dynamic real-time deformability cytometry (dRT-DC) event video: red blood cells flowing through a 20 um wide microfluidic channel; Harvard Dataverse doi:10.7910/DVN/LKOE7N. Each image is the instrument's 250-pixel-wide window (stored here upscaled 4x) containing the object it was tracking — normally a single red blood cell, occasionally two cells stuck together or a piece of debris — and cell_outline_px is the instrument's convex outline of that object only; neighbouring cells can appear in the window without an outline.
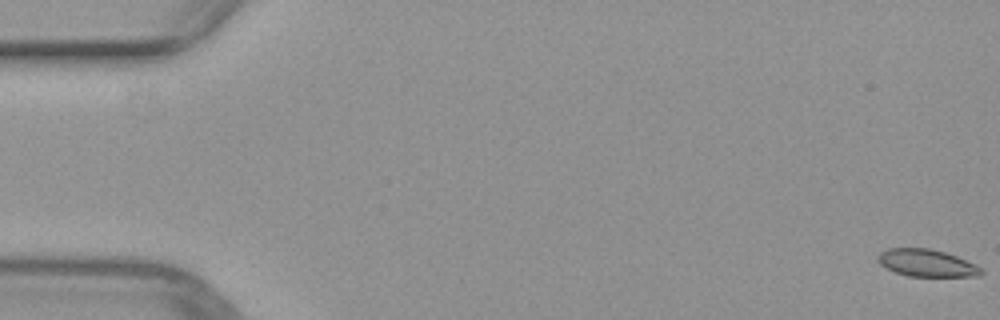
{"species": "common noctule bat (a hibernating species)", "species_latin": "Nyctalus noctula", "temperature_condition": "warm", "stored_images_in_passage": 11, "camera_frame_rate_fps": 3000, "um_per_image_px": 0.085, "animal": {"sex": "female", "body_mass_g": 29.2, "forearm_length_mm": 56.3}, "frame": {"image": 1, "passage_image": 1, "time_ms": 0.0, "image_size_px": [1000, 320], "cell_outline_px": [[984, 272], [980, 276], [908, 276], [896, 272], [880, 264], [880, 252], [888, 248], [932, 248], [956, 256], [976, 264], [984, 268]], "centroid_in_image_um": [78.85, 22.35], "position_along_channel_um": 6.2, "area_um2": 16.3}}